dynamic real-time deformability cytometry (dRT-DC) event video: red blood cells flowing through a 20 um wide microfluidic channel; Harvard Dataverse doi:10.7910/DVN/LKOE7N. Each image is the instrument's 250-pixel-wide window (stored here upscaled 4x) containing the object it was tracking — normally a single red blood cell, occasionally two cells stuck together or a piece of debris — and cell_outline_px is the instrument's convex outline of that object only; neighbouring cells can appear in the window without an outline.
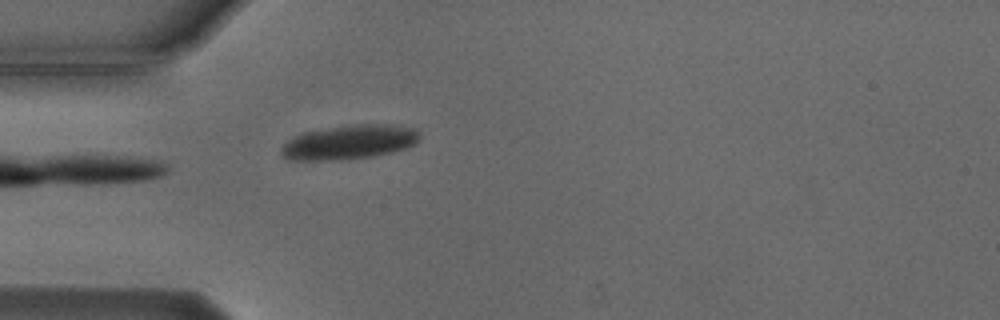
{"species": "Egyptian fruit bat (a non-hibernating species)", "species_latin": "Rousettus aegyptiacus", "temperature_condition": "cold", "stored_images_in_passage": 5, "camera_frame_rate_fps": 3000, "um_per_image_px": 0.085, "animal": {"sex": "male"}, "frame": {"image": 1, "passage_image": 5, "time_ms": 4.667, "image_size_px": [1000, 320], "cell_outline_px": [[420, 140], [404, 148], [392, 152], [372, 156], [340, 160], [300, 160], [284, 156], [280, 152], [280, 148], [288, 140], [304, 132], [352, 124], [388, 124], [416, 128], [420, 132]], "centroid_in_image_um": [29.73, 12.07], "position_along_channel_um": 55.3, "area_um2": 27.46}}